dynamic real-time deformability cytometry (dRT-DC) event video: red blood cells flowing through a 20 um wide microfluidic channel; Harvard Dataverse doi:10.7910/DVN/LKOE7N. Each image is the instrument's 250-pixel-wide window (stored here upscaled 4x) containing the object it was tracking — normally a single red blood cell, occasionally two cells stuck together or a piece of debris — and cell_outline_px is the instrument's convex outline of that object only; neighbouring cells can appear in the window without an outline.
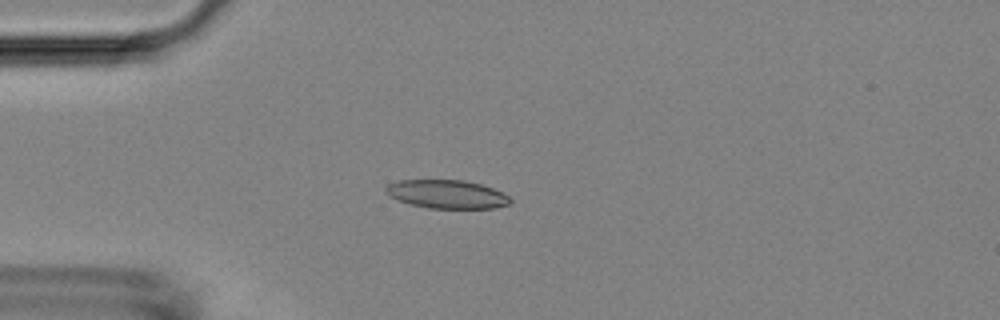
{"species": "Egyptian fruit bat (a non-hibernating species)", "species_latin": "Rousettus aegyptiacus", "temperature_condition": "room temperature", "stored_images_in_passage": 44, "camera_frame_rate_fps": 3000, "um_per_image_px": 0.085, "animal": {"sex": "female"}, "frame": {"image": 1, "passage_image": 5, "time_ms": 1.333, "image_size_px": [1000, 320], "cell_outline_px": [[512, 204], [496, 208], [428, 208], [412, 204], [388, 196], [384, 188], [388, 184], [400, 180], [464, 180], [480, 184], [504, 192], [512, 200]], "centroid_in_image_um": [38.02, 16.51], "position_along_channel_um": 47.0, "area_um2": 20.69}}
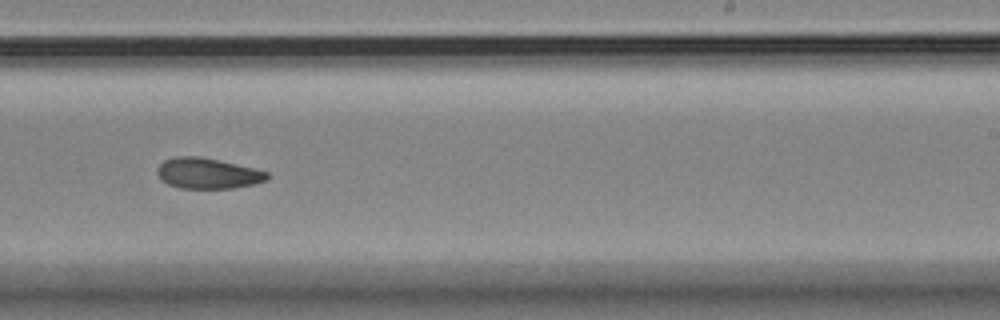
{"frame": {"image": 2, "passage_image": 24, "time_ms": 7.667, "image_size_px": [1000, 320], "cell_outline_px": [[268, 180], [252, 184], [232, 188], [180, 188], [168, 184], [160, 180], [156, 172], [156, 168], [164, 160], [176, 156], [200, 156], [236, 164], [268, 172]], "centroid_in_image_um": [17.6, 14.73], "position_along_channel_um": 271.4, "area_um2": 19.59}}
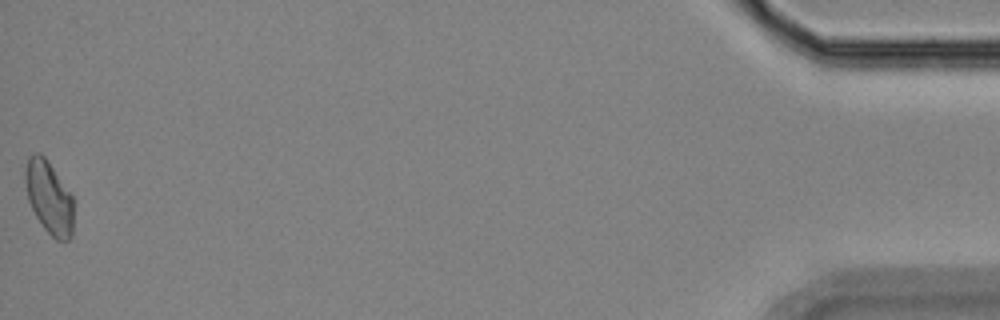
{"frame": {"image": 3, "passage_image": 44, "time_ms": 14.333, "image_size_px": [1000, 320], "cell_outline_px": [[72, 236], [68, 240], [56, 240], [44, 228], [36, 216], [28, 200], [24, 180], [24, 168], [28, 156], [36, 152], [40, 152], [44, 156], [72, 196]], "centroid_in_image_um": [4.13, 16.76], "position_along_channel_um": 431.1, "area_um2": 20.29}, "authors_computed_cell_mechanics": {"area_um2": 20.2878, "velocity_mm_per_s": 3.775, "shape_relaxation_time_tau1_ms": 11.3209, "shape_relaxation_time_tau2_ms": 4.6722, "deformation_change_tau1": 0.1897, "deformation_change_tau2": 0.1077}}